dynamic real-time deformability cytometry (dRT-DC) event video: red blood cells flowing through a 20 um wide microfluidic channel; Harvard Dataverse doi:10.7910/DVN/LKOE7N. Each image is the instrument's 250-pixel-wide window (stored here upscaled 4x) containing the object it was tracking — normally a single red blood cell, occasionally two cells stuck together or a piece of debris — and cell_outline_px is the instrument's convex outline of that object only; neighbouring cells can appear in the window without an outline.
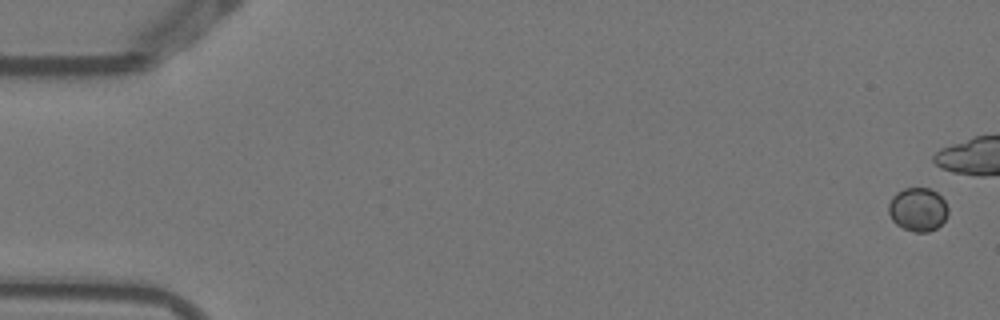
{"species": "Egyptian fruit bat (a non-hibernating species)", "species_latin": "Rousettus aegyptiacus", "temperature_condition": "warm", "stored_images_in_passage": 7, "camera_frame_rate_fps": 3000, "um_per_image_px": 0.085, "animal": {"sex": "female"}, "frame": {"image": 1, "passage_image": 1, "time_ms": 0.0, "image_size_px": [1000, 320], "cell_outline_px": [[948, 212], [944, 220], [936, 228], [928, 232], [916, 232], [904, 228], [896, 224], [892, 220], [888, 212], [888, 204], [892, 196], [896, 192], [904, 188], [928, 188], [936, 192], [944, 200], [948, 208]], "centroid_in_image_um": [78.0, 17.79], "position_along_channel_um": 7.0, "area_um2": 15.09}}
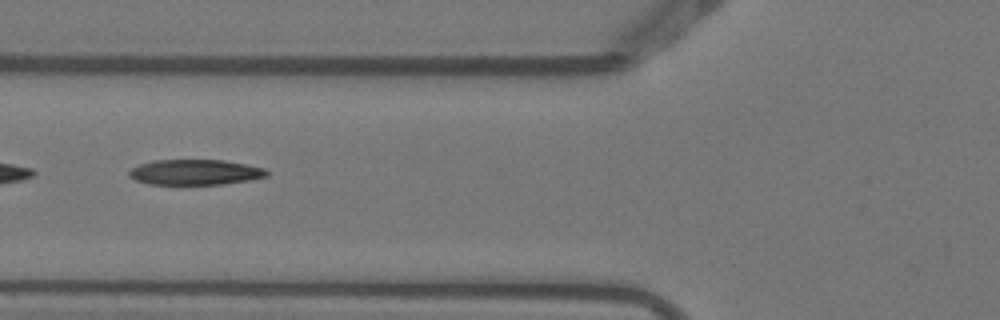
{"frame": {"image": 2, "passage_image": 7, "time_ms": 2.0, "image_size_px": [1000, 320], "cell_outline_px": [[268, 176], [248, 180], [220, 184], [148, 184], [136, 180], [128, 176], [128, 172], [132, 168], [140, 164], [152, 160], [224, 160], [248, 164], [264, 168], [268, 172]], "centroid_in_image_um": [16.58, 14.63], "position_along_channel_um": 109.2, "area_um2": 20.35}}